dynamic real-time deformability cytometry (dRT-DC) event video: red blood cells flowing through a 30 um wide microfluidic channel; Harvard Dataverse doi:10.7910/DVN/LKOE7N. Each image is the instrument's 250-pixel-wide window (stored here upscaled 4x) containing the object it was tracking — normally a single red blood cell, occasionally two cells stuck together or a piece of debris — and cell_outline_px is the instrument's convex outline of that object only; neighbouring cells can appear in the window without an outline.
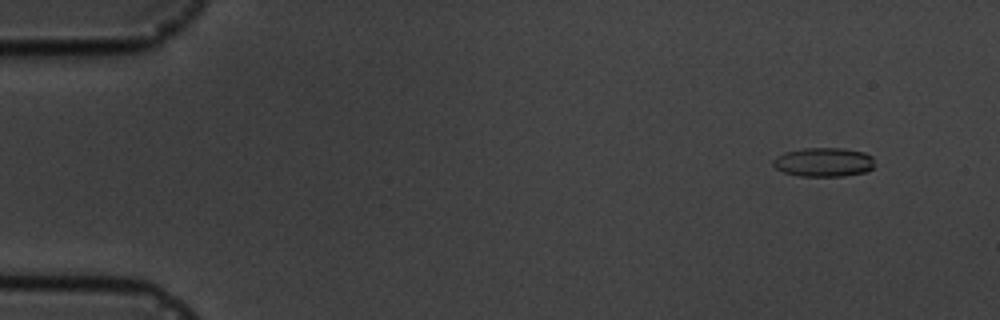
{"species": "common noctule bat (a hibernating species)", "species_latin": "Nyctalus noctula", "temperature_condition": "cold", "stored_images_in_passage": 16, "camera_frame_rate_fps": 3000, "um_per_image_px": 0.085, "animal": {"sex": "male", "body_mass_g": 19.5, "forearm_length_mm": 54.6}, "frame": {"image": 1, "passage_image": 2, "time_ms": 1.0, "image_size_px": [1000, 320], "cell_outline_px": [[872, 168], [864, 172], [844, 176], [800, 176], [784, 172], [776, 168], [772, 164], [772, 160], [776, 156], [784, 152], [804, 148], [844, 148], [864, 152], [872, 156]], "centroid_in_image_um": [69.98, 13.77], "position_along_channel_um": 15.0, "area_um2": 17.17}}
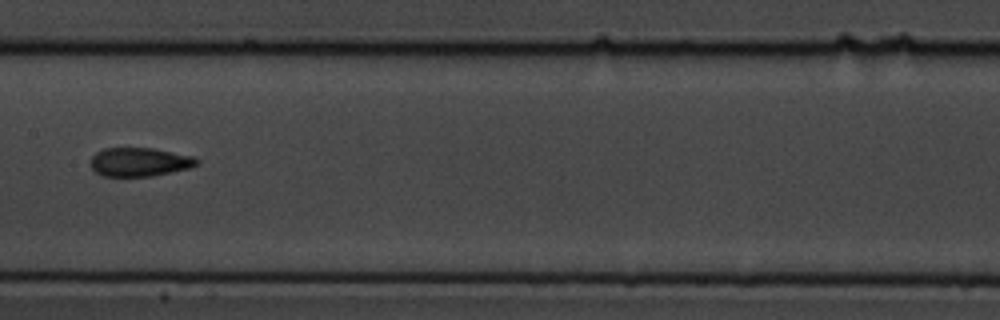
{"frame": {"image": 2, "passage_image": 9, "time_ms": 9.0, "image_size_px": [1000, 320], "cell_outline_px": [[200, 164], [188, 168], [152, 176], [104, 176], [96, 172], [88, 164], [92, 156], [96, 152], [104, 148], [152, 148], [192, 156], [200, 160]], "centroid_in_image_um": [11.83, 13.76], "position_along_channel_um": 195.6, "area_um2": 17.8}}
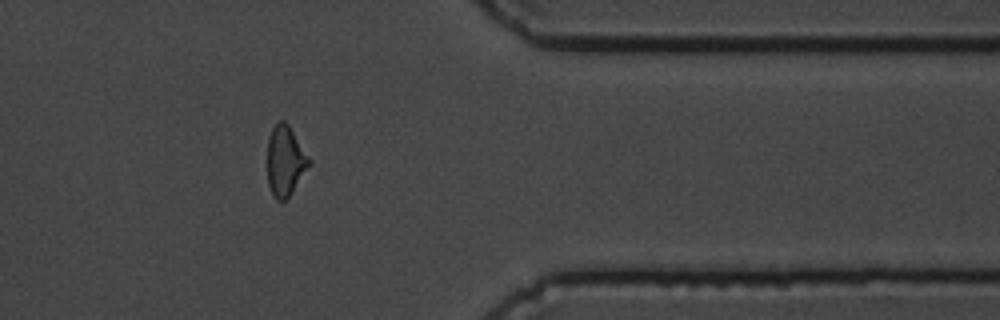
{"frame": {"image": 3, "passage_image": 14, "time_ms": 14.667, "image_size_px": [1000, 320], "cell_outline_px": [[312, 164], [288, 196], [284, 200], [276, 200], [272, 196], [268, 184], [268, 136], [272, 128], [280, 120], [284, 120], [288, 124], [312, 160]], "centroid_in_image_um": [24.26, 13.66], "position_along_channel_um": 387.1, "area_um2": 17.11}, "authors_computed_cell_mechanics": {"area_um2": 17.5712, "velocity_mm_per_s": 3.623, "shape_relaxation_time_tau1_ms": 5.8838, "shape_relaxation_time_tau2_ms": 2.3013, "deformation_change_tau1": 0.1618, "deformation_change_tau2": 0.1062}}